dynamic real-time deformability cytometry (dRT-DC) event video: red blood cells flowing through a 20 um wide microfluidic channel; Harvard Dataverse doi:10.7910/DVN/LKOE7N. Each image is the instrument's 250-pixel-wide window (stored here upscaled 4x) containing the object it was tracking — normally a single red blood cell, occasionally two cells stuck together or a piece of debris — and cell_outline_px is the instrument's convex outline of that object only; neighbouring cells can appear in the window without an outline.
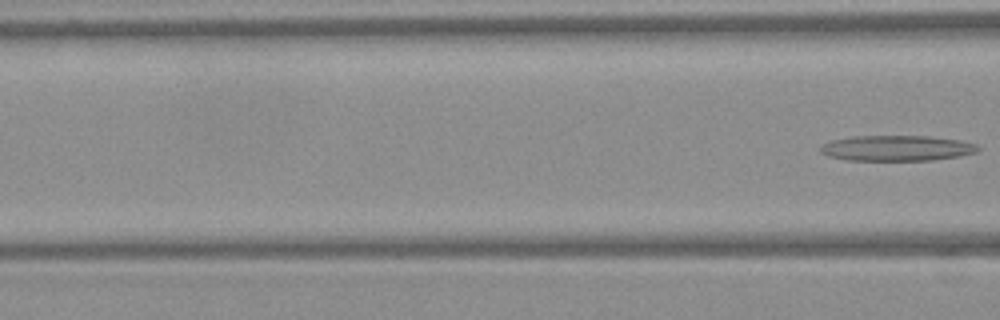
{"species": "Egyptian fruit bat (a non-hibernating species)", "species_latin": "Rousettus aegyptiacus", "temperature_condition": "warm", "stored_images_in_passage": 4, "camera_frame_rate_fps": 3000, "um_per_image_px": 0.085, "frame": {"image": 1, "passage_image": 4, "time_ms": 1.0, "image_size_px": [1000, 320], "cell_outline_px": [[980, 148], [976, 152], [960, 156], [932, 160], [848, 160], [828, 156], [820, 152], [820, 148], [824, 144], [832, 140], [852, 136], [928, 136], [960, 140], [976, 144]], "centroid_in_image_um": [76.23, 12.59], "position_along_channel_um": 90.4, "area_um2": 23.35}}